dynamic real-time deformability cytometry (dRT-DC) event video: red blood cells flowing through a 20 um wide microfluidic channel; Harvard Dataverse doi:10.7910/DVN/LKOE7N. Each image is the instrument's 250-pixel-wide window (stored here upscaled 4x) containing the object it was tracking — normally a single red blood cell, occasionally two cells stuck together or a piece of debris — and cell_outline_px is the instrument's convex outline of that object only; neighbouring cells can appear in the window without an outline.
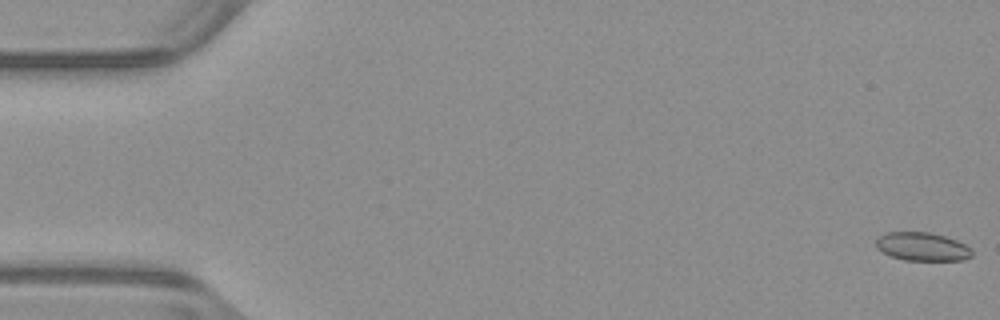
{"species": "common noctule bat (a hibernating species)", "species_latin": "Nyctalus noctula", "temperature_condition": "warm", "stored_images_in_passage": 53, "camera_frame_rate_fps": 3000, "um_per_image_px": 0.085, "animal": {"sex": "male", "body_mass_g": 23.1, "forearm_length_mm": 52.7}, "frame": {"image": 1, "passage_image": 1, "time_ms": 0.0, "image_size_px": [1000, 320], "cell_outline_px": [[972, 256], [964, 260], [904, 260], [892, 256], [876, 248], [876, 240], [880, 236], [888, 232], [928, 232], [944, 236], [956, 240], [972, 248]], "centroid_in_image_um": [78.41, 20.96], "position_along_channel_um": 6.6, "area_um2": 15.78}}
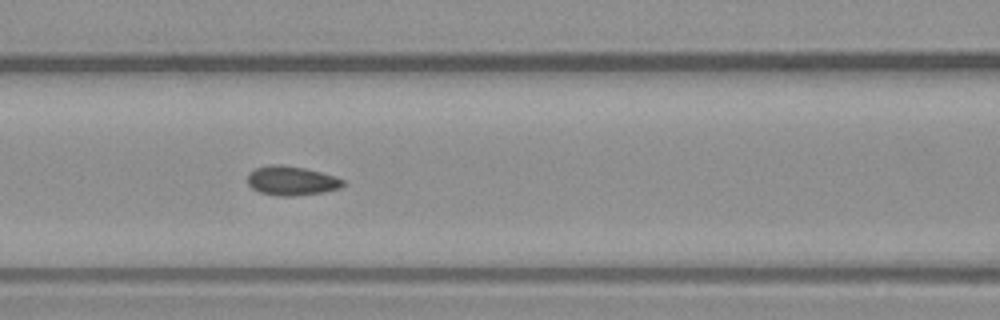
{"frame": {"image": 2, "passage_image": 23, "time_ms": 7.333, "image_size_px": [1000, 320], "cell_outline_px": [[344, 184], [340, 188], [324, 192], [292, 196], [280, 196], [260, 192], [252, 188], [248, 184], [248, 172], [256, 168], [268, 164], [280, 164], [304, 168], [336, 176], [344, 180]], "centroid_in_image_um": [24.77, 15.35], "position_along_channel_um": 141.8, "area_um2": 16.3}}
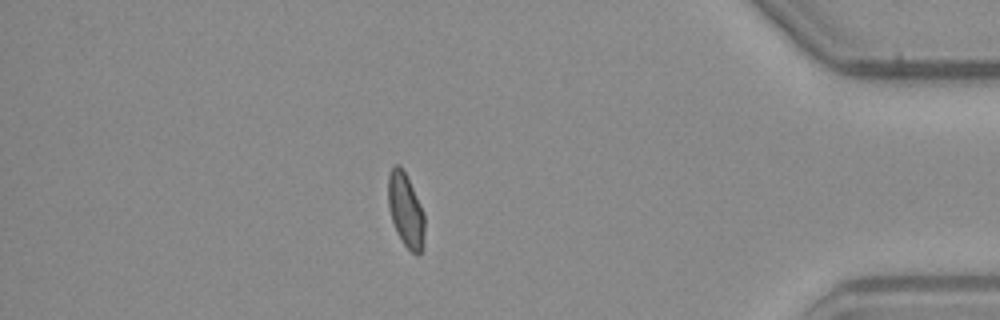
{"frame": {"image": 3, "passage_image": 46, "time_ms": 15.0, "image_size_px": [1000, 320], "cell_outline_px": [[424, 248], [416, 256], [404, 244], [396, 232], [392, 220], [388, 204], [388, 172], [396, 164], [400, 164], [424, 212]], "centroid_in_image_um": [34.48, 17.89], "position_along_channel_um": 400.7, "area_um2": 15.61}, "authors_computed_cell_mechanics": {"area_um2": 16.0684, "velocity_mm_per_s": 3.9366, "shape_relaxation_time_tau1_ms": 6.6816, "shape_relaxation_time_tau2_ms": 1.0337, "deformation_change_tau1": 0.1497, "deformation_change_tau2": 0.0527}}